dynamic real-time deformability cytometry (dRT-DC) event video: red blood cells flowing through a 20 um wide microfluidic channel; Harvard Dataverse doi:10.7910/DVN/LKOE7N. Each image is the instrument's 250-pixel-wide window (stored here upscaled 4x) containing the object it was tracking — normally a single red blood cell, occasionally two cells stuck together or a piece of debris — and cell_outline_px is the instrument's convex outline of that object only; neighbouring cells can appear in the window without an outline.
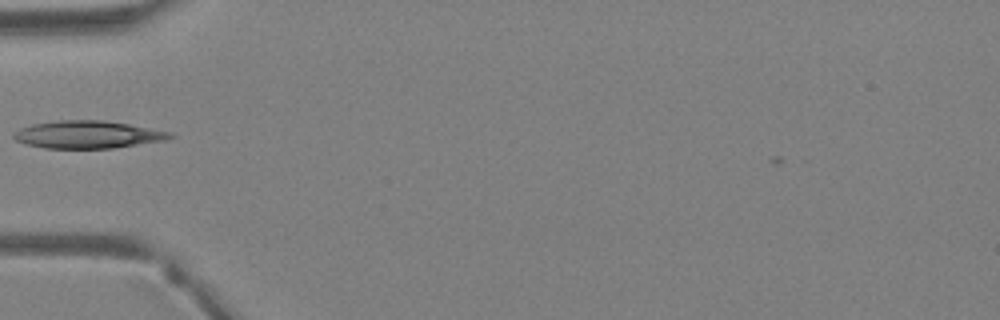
{"species": "Egyptian fruit bat (a non-hibernating species)", "species_latin": "Rousettus aegyptiacus", "temperature_condition": "warm", "stored_images_in_passage": 27, "camera_frame_rate_fps": 3000, "um_per_image_px": 0.085, "animal": {"sex": "female"}, "frame": {"image": 1, "passage_image": 1, "time_ms": 0.0, "image_size_px": [1000, 320], "cell_outline_px": [[176, 136], [164, 140], [112, 148], [44, 148], [28, 144], [16, 140], [12, 136], [12, 132], [20, 128], [32, 124], [60, 120], [104, 120], [128, 124], [172, 132]], "centroid_in_image_um": [7.44, 11.43], "position_along_channel_um": 77.6, "area_um2": 24.97}}
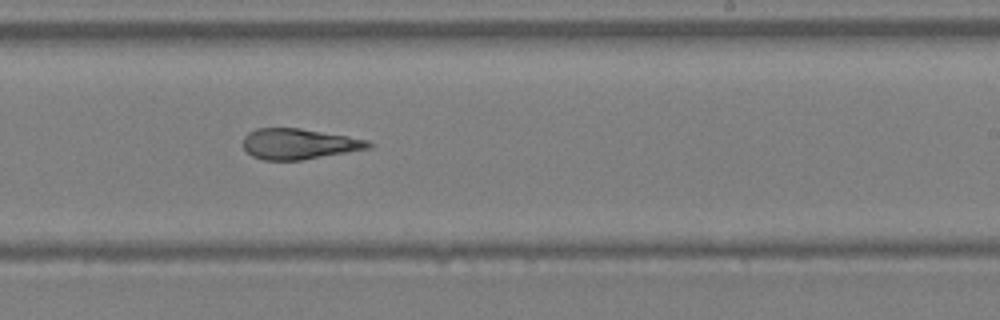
{"frame": {"image": 2, "passage_image": 12, "time_ms": 3.667, "image_size_px": [1000, 320], "cell_outline_px": [[372, 148], [300, 160], [264, 160], [252, 156], [244, 148], [244, 136], [248, 132], [256, 128], [300, 128], [348, 136], [368, 140], [372, 144]], "centroid_in_image_um": [25.41, 12.23], "position_along_channel_um": 263.6, "area_um2": 22.31}}
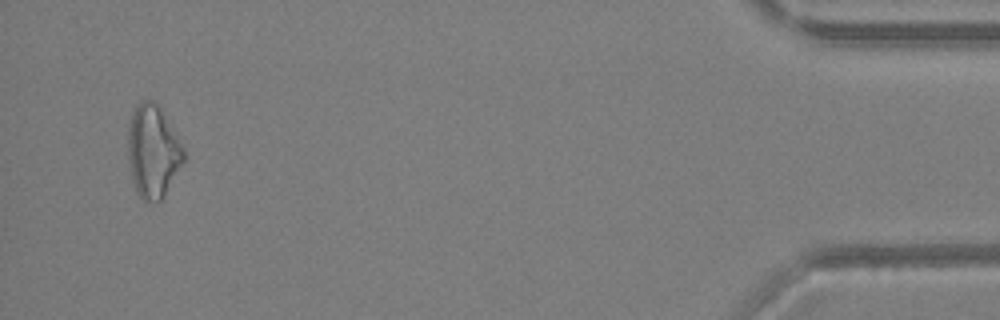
{"frame": {"image": 3, "passage_image": 26, "time_ms": 8.333, "image_size_px": [1000, 320], "cell_outline_px": [[184, 160], [164, 196], [160, 200], [144, 200], [136, 192], [132, 180], [128, 156], [128, 124], [132, 112], [136, 104], [140, 100], [152, 100], [160, 108], [184, 148]], "centroid_in_image_um": [12.97, 12.84], "position_along_channel_um": 422.2, "area_um2": 29.77}}